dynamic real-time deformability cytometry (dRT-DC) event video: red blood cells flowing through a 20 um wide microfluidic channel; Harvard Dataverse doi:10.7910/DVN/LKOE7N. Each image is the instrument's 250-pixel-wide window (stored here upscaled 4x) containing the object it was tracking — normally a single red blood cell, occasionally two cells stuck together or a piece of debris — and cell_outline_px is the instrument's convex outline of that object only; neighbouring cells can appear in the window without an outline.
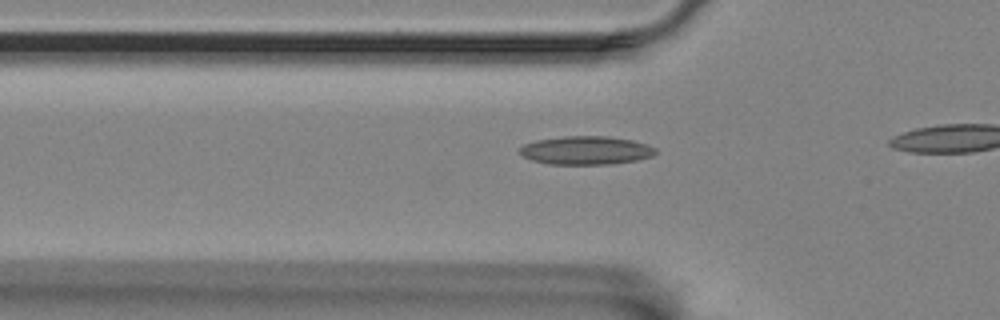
{"species": "Egyptian fruit bat (a non-hibernating species)", "species_latin": "Rousettus aegyptiacus", "temperature_condition": "room temperature", "stored_images_in_passage": 15, "camera_frame_rate_fps": 3000, "um_per_image_px": 0.085, "animal": {"sex": "female"}, "frame": {"image": 1, "passage_image": 9, "time_ms": 2.667, "image_size_px": [1000, 320], "cell_outline_px": [[656, 152], [652, 156], [636, 160], [612, 164], [548, 164], [532, 160], [524, 156], [520, 152], [520, 148], [524, 144], [536, 140], [564, 136], [608, 136], [632, 140], [648, 144], [656, 148]], "centroid_in_image_um": [49.83, 12.78], "position_along_channel_um": 76.0, "area_um2": 22.48}}